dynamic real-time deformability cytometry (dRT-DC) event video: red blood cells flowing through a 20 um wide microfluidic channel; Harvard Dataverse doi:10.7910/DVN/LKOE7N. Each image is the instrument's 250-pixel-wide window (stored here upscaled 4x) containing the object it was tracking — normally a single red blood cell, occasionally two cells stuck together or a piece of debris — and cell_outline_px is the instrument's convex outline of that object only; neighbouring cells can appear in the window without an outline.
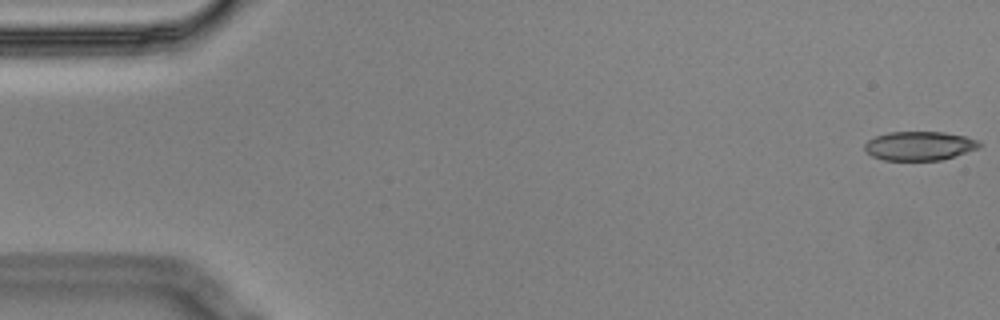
{"species": "Egyptian fruit bat (a non-hibernating species)", "species_latin": "Rousettus aegyptiacus", "temperature_condition": "cold", "stored_images_in_passage": 5, "camera_frame_rate_fps": 3000, "um_per_image_px": 0.085, "animal": {"sex": "male"}, "frame": {"image": 1, "passage_image": 1, "time_ms": 0.0, "image_size_px": [1000, 320], "cell_outline_px": [[984, 144], [980, 148], [940, 160], [884, 160], [872, 156], [864, 148], [864, 144], [868, 140], [876, 136], [888, 132], [944, 132], [964, 136], [980, 140]], "centroid_in_image_um": [78.19, 12.39], "position_along_channel_um": 6.8, "area_um2": 19.42}}